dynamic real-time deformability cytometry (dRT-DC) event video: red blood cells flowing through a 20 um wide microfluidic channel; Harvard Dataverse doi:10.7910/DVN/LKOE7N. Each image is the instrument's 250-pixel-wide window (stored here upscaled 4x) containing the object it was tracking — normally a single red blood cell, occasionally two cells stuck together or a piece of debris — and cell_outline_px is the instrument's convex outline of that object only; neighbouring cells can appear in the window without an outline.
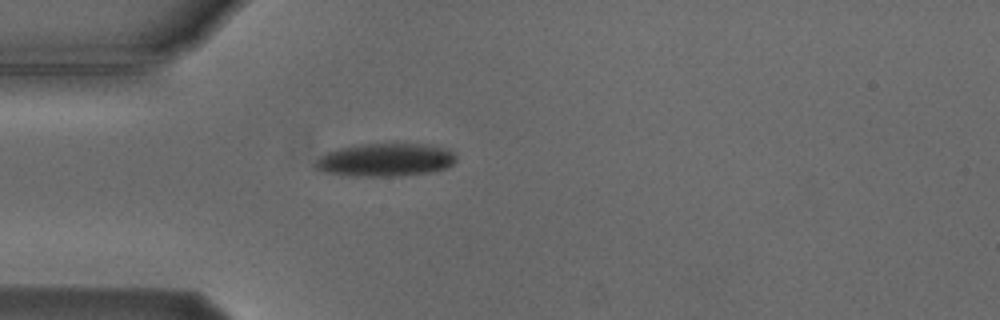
{"species": "Egyptian fruit bat (a non-hibernating species)", "species_latin": "Rousettus aegyptiacus", "temperature_condition": "cold", "stored_images_in_passage": 1, "camera_frame_rate_fps": 3000, "um_per_image_px": 0.085, "animal": {"sex": "male"}, "frame": {"image": 1, "passage_image": 1, "time_ms": 0.0, "image_size_px": [1000, 320], "cell_outline_px": [[456, 160], [448, 168], [432, 172], [392, 176], [352, 176], [324, 172], [316, 168], [312, 164], [324, 152], [336, 148], [352, 144], [396, 140], [428, 144], [448, 148], [456, 152]], "centroid_in_image_um": [32.77, 13.52], "position_along_channel_um": 52.2, "area_um2": 28.78}}